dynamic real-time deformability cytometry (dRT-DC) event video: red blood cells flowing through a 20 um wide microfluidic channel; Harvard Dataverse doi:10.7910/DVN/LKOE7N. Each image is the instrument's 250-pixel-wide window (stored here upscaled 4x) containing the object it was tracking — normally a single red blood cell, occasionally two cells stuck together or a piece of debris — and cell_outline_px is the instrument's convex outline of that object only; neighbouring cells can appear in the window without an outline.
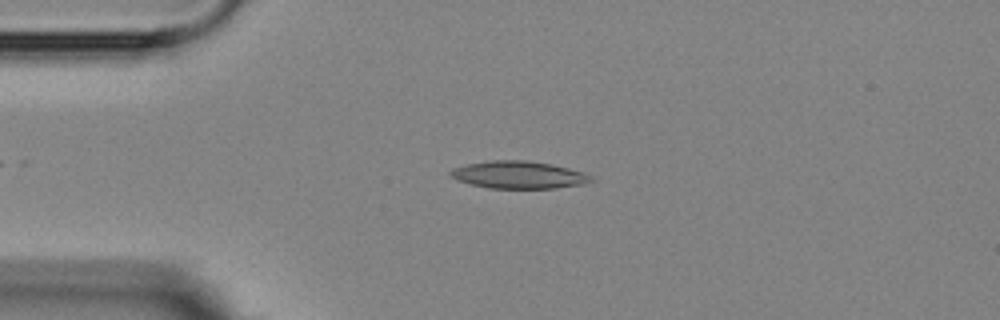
{"species": "Egyptian fruit bat (a non-hibernating species)", "species_latin": "Rousettus aegyptiacus", "temperature_condition": "room temperature", "stored_images_in_passage": 2, "camera_frame_rate_fps": 3000, "um_per_image_px": 0.085, "animal": {"sex": "female"}, "frame": {"image": 1, "passage_image": 1, "time_ms": 0.0, "image_size_px": [1000, 320], "cell_outline_px": [[592, 180], [584, 184], [556, 188], [488, 188], [456, 180], [448, 176], [448, 172], [452, 168], [468, 164], [488, 160], [528, 160], [552, 164], [584, 172]], "centroid_in_image_um": [44.02, 14.85], "position_along_channel_um": 41.0, "area_um2": 22.48}}